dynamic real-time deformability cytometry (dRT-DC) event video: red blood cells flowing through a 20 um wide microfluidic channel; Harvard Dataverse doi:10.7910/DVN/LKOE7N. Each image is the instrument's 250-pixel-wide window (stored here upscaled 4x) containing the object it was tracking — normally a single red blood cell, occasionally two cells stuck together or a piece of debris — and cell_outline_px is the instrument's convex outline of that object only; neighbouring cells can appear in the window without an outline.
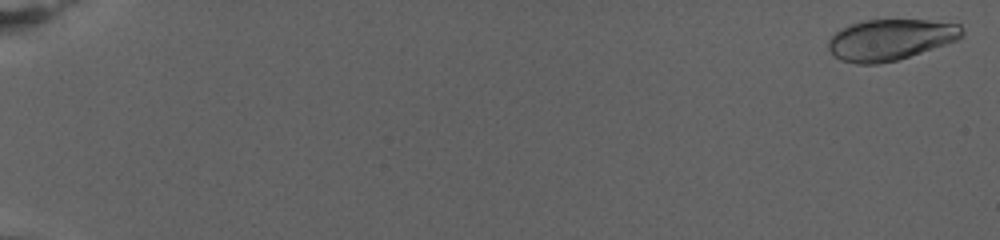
{"species": "human", "species_latin": "Homo sapiens", "temperature_condition": "warm", "stored_images_in_passage": 79, "camera_frame_rate_fps": 3000, "um_per_image_px": 0.085, "donor": {"sex": "female"}, "frame": {"image": 1, "passage_image": 2, "time_ms": 0.333, "image_size_px": [1000, 240], "cell_outline_px": [[964, 36], [956, 40], [896, 60], [876, 64], [856, 64], [840, 60], [828, 48], [828, 40], [840, 28], [864, 20], [928, 20], [960, 24], [964, 32]], "centroid_in_image_um": [75.67, 3.36], "position_along_channel_um": 9.3, "area_um2": 31.67}}
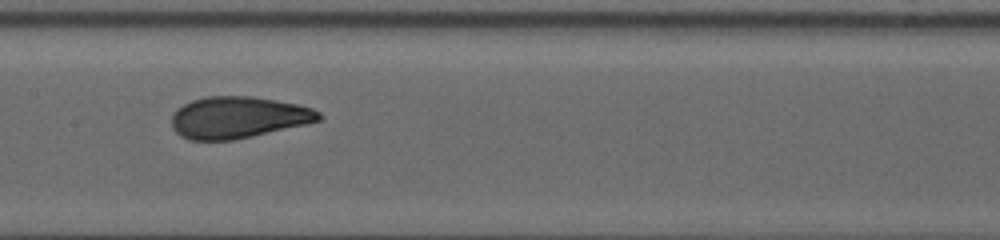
{"frame": {"image": 2, "passage_image": 44, "time_ms": 14.333, "image_size_px": [1000, 240], "cell_outline_px": [[324, 116], [320, 120], [304, 124], [232, 140], [188, 140], [180, 136], [172, 128], [172, 116], [176, 108], [192, 100], [208, 96], [252, 96], [276, 100], [296, 104], [312, 108], [320, 112]], "centroid_in_image_um": [20.2, 9.97], "position_along_channel_um": 187.2, "area_um2": 35.55}}
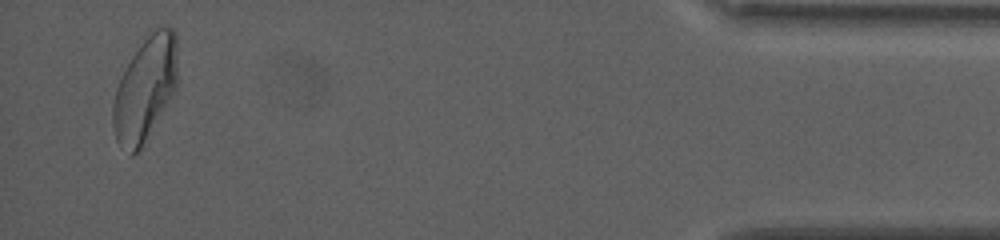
{"frame": {"image": 3, "passage_image": 77, "time_ms": 25.333, "image_size_px": [1000, 240], "cell_outline_px": [[176, 88], [140, 148], [132, 156], [116, 140], [112, 124], [112, 104], [116, 88], [132, 56], [148, 28], [172, 28], [176, 32]], "centroid_in_image_um": [12.31, 7.49], "position_along_channel_um": 422.9, "area_um2": 38.73}, "authors_computed_cell_mechanics": {"area_um2": 35.258, "velocity_mm_per_s": 2.7351, "shape_relaxation_time_tau1_ms": 6.8739, "shape_relaxation_time_tau2_ms": 1.0754, "deformation_change_tau1": 0.1845, "deformation_change_tau2": 0.0727}}